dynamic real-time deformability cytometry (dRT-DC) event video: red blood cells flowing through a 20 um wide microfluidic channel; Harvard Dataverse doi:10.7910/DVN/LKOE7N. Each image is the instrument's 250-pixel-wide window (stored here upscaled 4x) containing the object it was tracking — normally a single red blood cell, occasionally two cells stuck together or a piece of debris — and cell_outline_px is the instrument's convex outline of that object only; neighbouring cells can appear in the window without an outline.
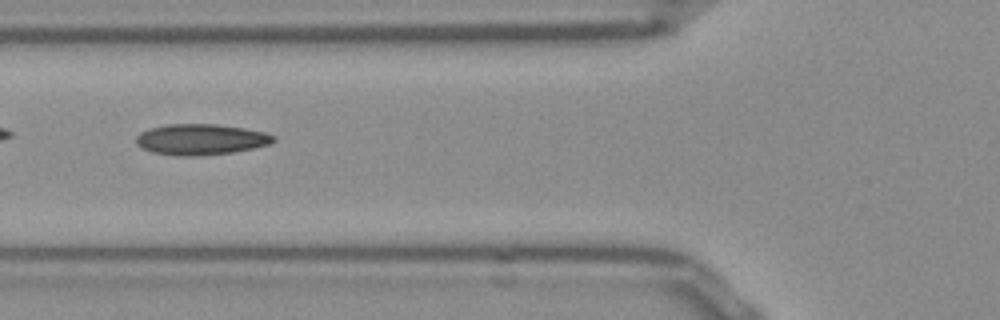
{"species": "Egyptian fruit bat (a non-hibernating species)", "species_latin": "Rousettus aegyptiacus", "temperature_condition": "room temperature", "stored_images_in_passage": 40, "camera_frame_rate_fps": 3000, "um_per_image_px": 0.085, "frame": {"image": 1, "passage_image": 7, "time_ms": 2.0, "image_size_px": [1000, 320], "cell_outline_px": [[276, 140], [268, 144], [252, 148], [232, 152], [196, 156], [176, 156], [152, 152], [136, 144], [136, 136], [140, 132], [152, 128], [168, 124], [216, 124], [244, 128], [264, 132], [276, 136]], "centroid_in_image_um": [17.06, 11.85], "position_along_channel_um": 108.7, "area_um2": 24.57}}
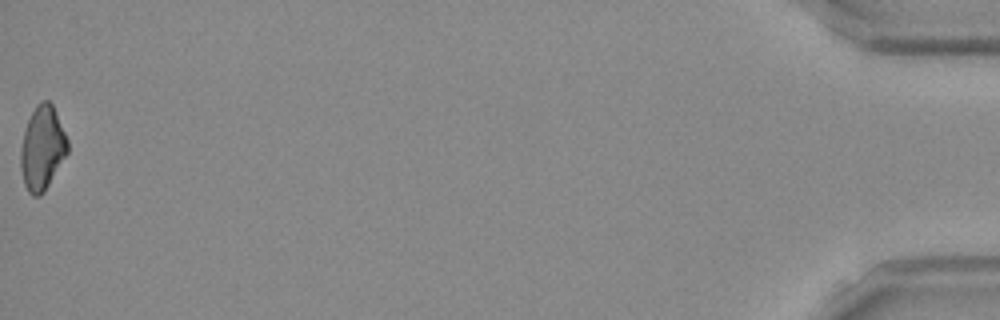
{"frame": {"image": 2, "passage_image": 40, "time_ms": 13.0, "image_size_px": [1000, 320], "cell_outline_px": [[68, 152], [44, 192], [40, 196], [32, 196], [28, 192], [24, 184], [20, 168], [20, 152], [24, 132], [28, 120], [36, 104], [44, 100], [48, 100], [52, 104], [68, 140]], "centroid_in_image_um": [3.58, 12.61], "position_along_channel_um": 431.6, "area_um2": 22.83}, "authors_computed_cell_mechanics": {"area_um2": 23.2067, "velocity_mm_per_s": 3.8876, "shape_relaxation_time_tau1_ms": null, "shape_relaxation_time_tau2_ms": 7.7636, "deformation_change_tau1": null, "deformation_change_tau2": 0.1737}}